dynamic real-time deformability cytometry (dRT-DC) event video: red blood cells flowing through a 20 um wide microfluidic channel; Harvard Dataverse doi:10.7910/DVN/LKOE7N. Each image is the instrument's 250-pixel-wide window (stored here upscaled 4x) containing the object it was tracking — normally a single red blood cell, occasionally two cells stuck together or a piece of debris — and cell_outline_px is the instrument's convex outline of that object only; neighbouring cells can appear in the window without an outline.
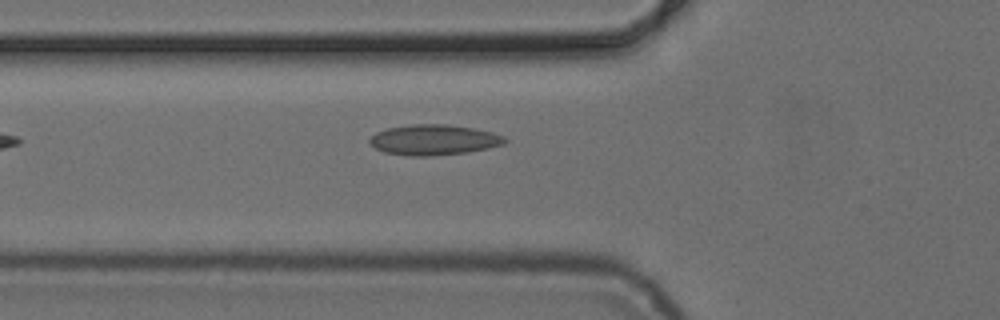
{"species": "common noctule bat (a hibernating species)", "species_latin": "Nyctalus noctula", "temperature_condition": "cold", "stored_images_in_passage": 5, "camera_frame_rate_fps": 3000, "um_per_image_px": 0.085, "animal": {"sex": "female", "body_mass_g": 24.6, "forearm_length_mm": 56.2}, "frame": {"image": 1, "passage_image": 5, "time_ms": 4.667, "image_size_px": [1000, 320], "cell_outline_px": [[508, 140], [504, 144], [488, 148], [468, 152], [432, 156], [408, 156], [384, 152], [376, 148], [368, 140], [376, 132], [388, 128], [412, 124], [448, 124], [472, 128], [492, 132], [504, 136]], "centroid_in_image_um": [36.89, 11.89], "position_along_channel_um": 88.9, "area_um2": 23.99}}